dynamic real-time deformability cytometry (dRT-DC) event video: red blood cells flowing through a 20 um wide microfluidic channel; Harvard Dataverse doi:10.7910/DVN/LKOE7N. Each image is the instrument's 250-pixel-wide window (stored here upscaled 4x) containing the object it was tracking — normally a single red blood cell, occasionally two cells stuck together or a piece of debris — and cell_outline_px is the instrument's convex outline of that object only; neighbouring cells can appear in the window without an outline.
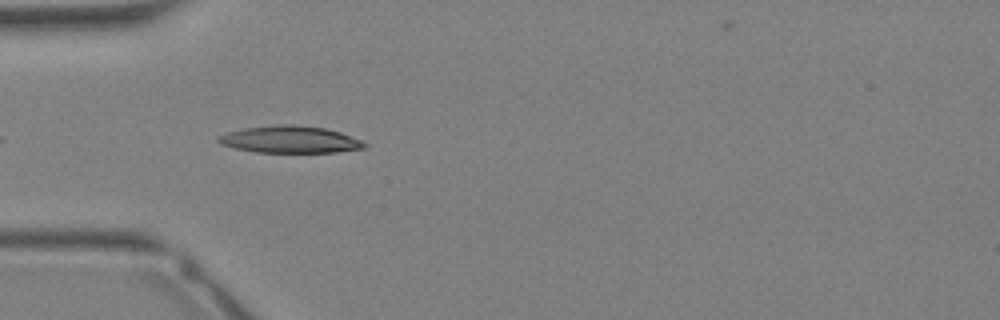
{"species": "Egyptian fruit bat (a non-hibernating species)", "species_latin": "Rousettus aegyptiacus", "temperature_condition": "warm", "stored_images_in_passage": 8, "camera_frame_rate_fps": 3000, "um_per_image_px": 0.085, "animal": {"sex": "female"}, "frame": {"image": 1, "passage_image": 2, "time_ms": 0.333, "image_size_px": [1000, 320], "cell_outline_px": [[368, 144], [364, 148], [336, 152], [256, 152], [236, 148], [220, 144], [216, 140], [220, 136], [228, 132], [244, 128], [276, 124], [292, 124], [324, 128], [340, 132], [360, 140]], "centroid_in_image_um": [24.64, 11.85], "position_along_channel_um": 60.4, "area_um2": 22.83}}